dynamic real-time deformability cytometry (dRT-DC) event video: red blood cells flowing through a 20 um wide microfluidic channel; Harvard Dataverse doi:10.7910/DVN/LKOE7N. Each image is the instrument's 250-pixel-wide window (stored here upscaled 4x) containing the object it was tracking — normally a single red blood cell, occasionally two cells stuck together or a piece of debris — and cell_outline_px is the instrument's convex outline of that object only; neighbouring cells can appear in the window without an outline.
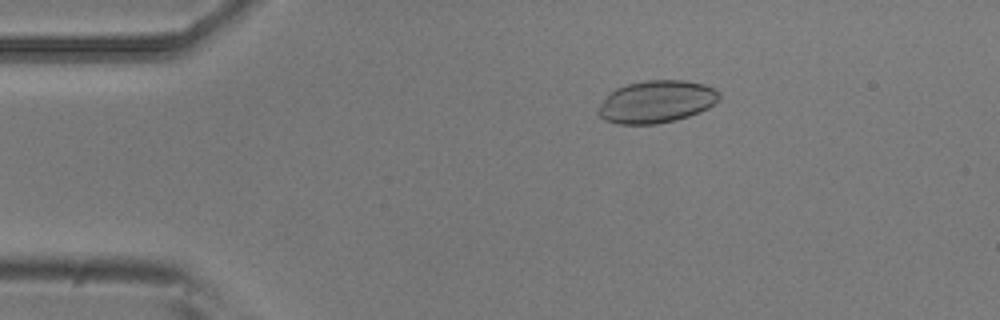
{"species": "common noctule bat (a hibernating species)", "species_latin": "Nyctalus noctula", "temperature_condition": "room temperature", "stored_images_in_passage": 6, "camera_frame_rate_fps": 3000, "um_per_image_px": 0.085, "animal": {"sex": "male", "body_mass_g": 20.5, "forearm_length_mm": 52.5}, "frame": {"image": 1, "passage_image": 2, "time_ms": 0.333, "image_size_px": [1000, 320], "cell_outline_px": [[720, 100], [708, 108], [700, 112], [676, 120], [656, 124], [616, 124], [604, 120], [596, 112], [596, 108], [608, 92], [616, 88], [628, 84], [644, 80], [684, 80], [704, 84], [716, 88], [720, 92]], "centroid_in_image_um": [55.78, 8.64], "position_along_channel_um": 29.2, "area_um2": 30.4}}
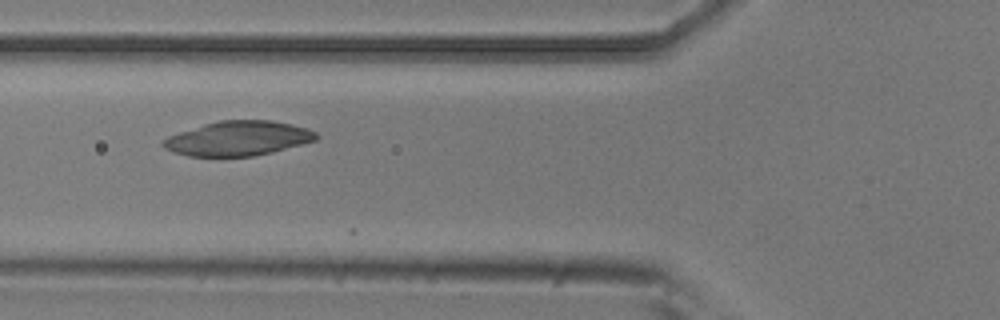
{"frame": {"image": 2, "passage_image": 5, "time_ms": 1.333, "image_size_px": [1000, 320], "cell_outline_px": [[320, 136], [316, 140], [304, 144], [272, 152], [252, 156], [188, 156], [172, 152], [164, 148], [160, 144], [160, 140], [168, 136], [204, 124], [220, 120], [272, 120], [304, 128], [316, 132]], "centroid_in_image_um": [20.21, 11.77], "position_along_channel_um": 105.6, "area_um2": 30.81}}